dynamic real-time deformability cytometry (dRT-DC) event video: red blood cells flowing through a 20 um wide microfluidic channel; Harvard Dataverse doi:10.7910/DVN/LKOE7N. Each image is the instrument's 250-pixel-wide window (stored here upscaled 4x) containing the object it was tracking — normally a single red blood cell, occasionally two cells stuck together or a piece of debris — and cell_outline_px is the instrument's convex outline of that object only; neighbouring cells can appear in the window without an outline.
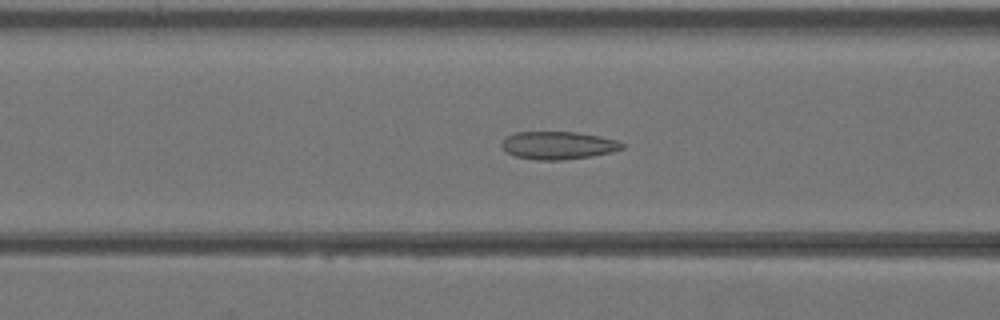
{"species": "Egyptian fruit bat (a non-hibernating species)", "species_latin": "Rousettus aegyptiacus", "temperature_condition": "warm", "stored_images_in_passage": 42, "camera_frame_rate_fps": 3000, "um_per_image_px": 0.085, "animal": {"sex": "female"}, "frame": {"image": 1, "passage_image": 17, "time_ms": 5.333, "image_size_px": [1000, 320], "cell_outline_px": [[624, 148], [612, 152], [564, 160], [536, 160], [516, 156], [508, 152], [500, 144], [508, 136], [516, 132], [576, 132], [600, 136], [616, 140], [624, 144]], "centroid_in_image_um": [47.46, 12.35], "position_along_channel_um": 119.1, "area_um2": 19.31}}
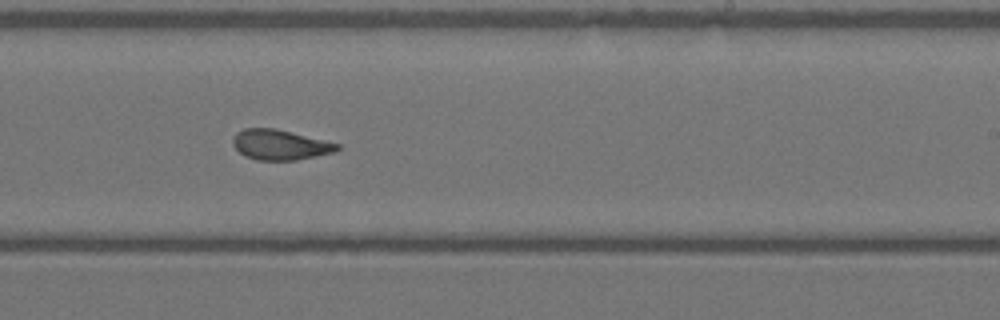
{"frame": {"image": 2, "passage_image": 26, "time_ms": 8.333, "image_size_px": [1000, 320], "cell_outline_px": [[340, 148], [336, 152], [296, 160], [260, 160], [244, 156], [232, 144], [232, 140], [236, 132], [244, 128], [272, 128], [340, 144]], "centroid_in_image_um": [23.79, 12.31], "position_along_channel_um": 265.2, "area_um2": 18.15}}
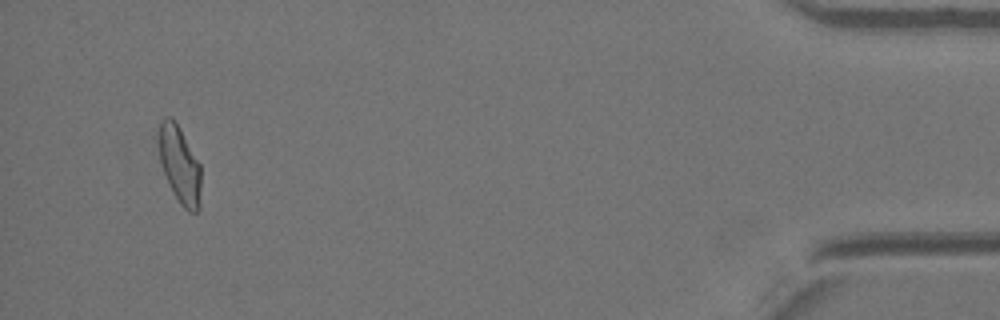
{"frame": {"image": 3, "passage_image": 40, "time_ms": 13.0, "image_size_px": [1000, 320], "cell_outline_px": [[200, 208], [196, 212], [188, 212], [180, 204], [172, 192], [168, 184], [160, 160], [160, 120], [164, 116], [168, 116], [180, 128], [200, 164]], "centroid_in_image_um": [15.29, 14.06], "position_along_channel_um": 419.9, "area_um2": 18.73}}